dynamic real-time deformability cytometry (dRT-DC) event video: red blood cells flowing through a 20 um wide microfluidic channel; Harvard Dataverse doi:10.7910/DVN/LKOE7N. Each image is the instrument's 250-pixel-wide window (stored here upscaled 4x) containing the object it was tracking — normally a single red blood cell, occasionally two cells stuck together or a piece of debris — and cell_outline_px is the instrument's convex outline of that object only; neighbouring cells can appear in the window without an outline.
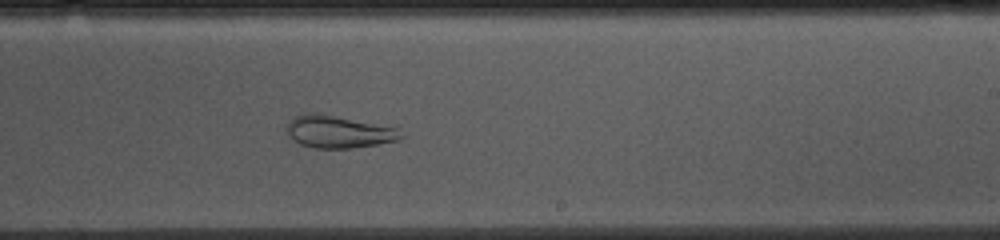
{"species": "common noctule bat (a hibernating species)", "species_latin": "Nyctalus noctula", "temperature_condition": "cold", "stored_images_in_passage": 51, "camera_frame_rate_fps": 3000, "um_per_image_px": 0.085, "animal": {"sex": "female", "body_mass_g": 10.0, "forearm_length_mm": 53.1}, "frame": {"image": 1, "passage_image": 31, "time_ms": 10.0, "image_size_px": [1000, 240], "cell_outline_px": [[404, 136], [400, 140], [376, 144], [348, 148], [312, 148], [300, 144], [292, 140], [288, 132], [288, 124], [296, 116], [304, 112], [308, 112], [332, 116], [396, 128]], "centroid_in_image_um": [28.75, 11.22], "position_along_channel_um": 260.3, "area_um2": 20.87}}
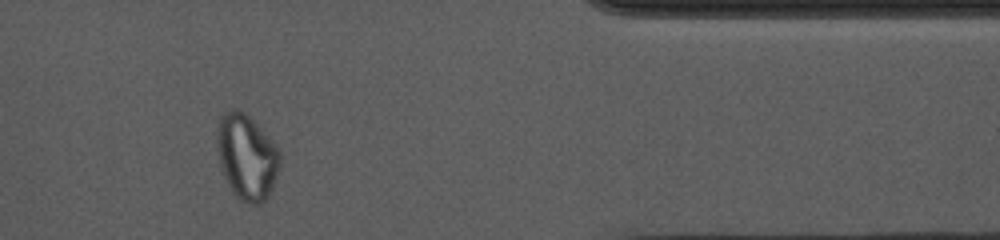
{"frame": {"image": 2, "passage_image": 44, "time_ms": 14.333, "image_size_px": [1000, 240], "cell_outline_px": [[280, 160], [276, 176], [272, 188], [268, 196], [260, 204], [248, 204], [240, 200], [232, 192], [224, 176], [220, 164], [216, 148], [216, 136], [220, 116], [224, 112], [232, 108], [240, 108], [256, 120], [276, 144], [280, 152]], "centroid_in_image_um": [20.96, 13.28], "position_along_channel_um": 390.4, "area_um2": 31.91}}
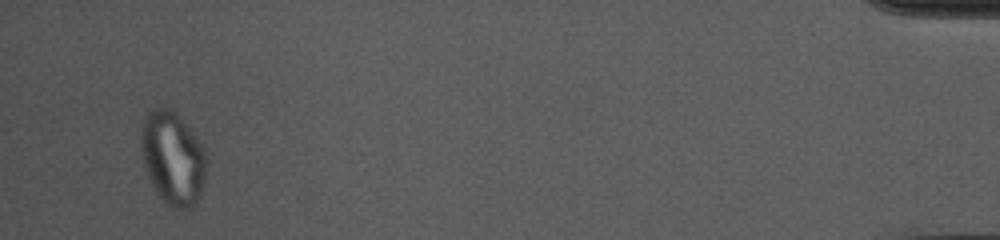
{"frame": {"image": 3, "passage_image": 51, "time_ms": 16.667, "image_size_px": [1000, 240], "cell_outline_px": [[208, 164], [200, 196], [196, 204], [192, 208], [172, 208], [156, 192], [148, 176], [144, 164], [140, 144], [140, 128], [144, 116], [152, 108], [168, 108], [176, 112], [196, 136], [204, 148]], "centroid_in_image_um": [14.69, 13.42], "position_along_channel_um": 420.5, "area_um2": 35.84}, "authors_computed_cell_mechanics": {"area_um2": 28.2642, "velocity_mm_per_s": 3.6678, "shape_relaxation_time_tau1_ms": null, "shape_relaxation_time_tau2_ms": 2.3956, "deformation_change_tau1": null, "deformation_change_tau2": 0.085}}